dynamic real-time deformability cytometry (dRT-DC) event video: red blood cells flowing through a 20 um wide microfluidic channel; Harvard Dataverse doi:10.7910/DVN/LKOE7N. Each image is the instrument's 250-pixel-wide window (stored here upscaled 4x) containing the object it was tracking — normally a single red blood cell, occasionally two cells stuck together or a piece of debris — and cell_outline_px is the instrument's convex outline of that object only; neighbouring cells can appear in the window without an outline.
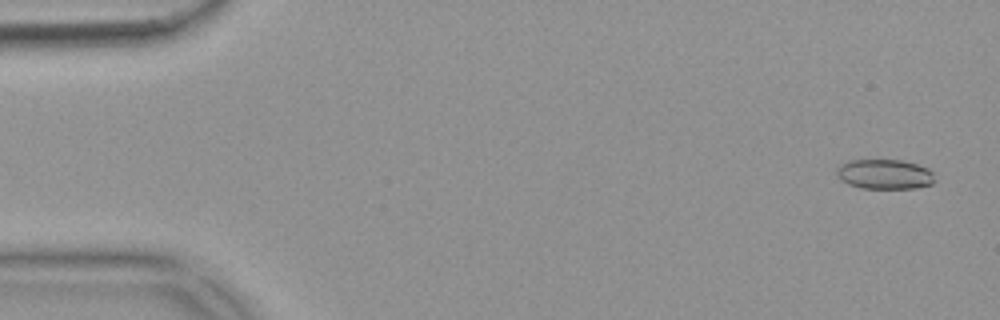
{"species": "common noctule bat (a hibernating species)", "species_latin": "Nyctalus noctula", "temperature_condition": "warm", "stored_images_in_passage": 17, "camera_frame_rate_fps": 3000, "um_per_image_px": 0.085, "animal": {"sex": "female", "body_mass_g": 18.4}, "frame": {"image": 1, "passage_image": 3, "time_ms": 0.667, "image_size_px": [1000, 320], "cell_outline_px": [[936, 180], [932, 184], [916, 188], [860, 188], [848, 184], [840, 180], [836, 172], [844, 164], [852, 160], [900, 160], [916, 164], [928, 168], [932, 172]], "centroid_in_image_um": [75.24, 14.82], "position_along_channel_um": 9.8, "area_um2": 16.88}}
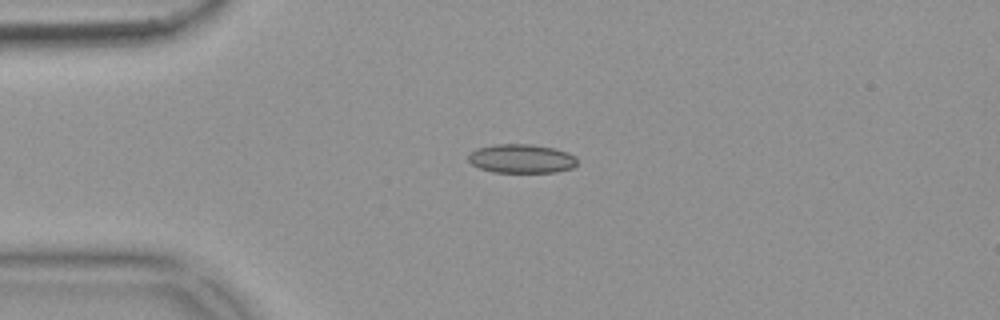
{"frame": {"image": 2, "passage_image": 14, "time_ms": 4.333, "image_size_px": [1000, 320], "cell_outline_px": [[576, 164], [572, 168], [556, 172], [492, 172], [480, 168], [472, 164], [468, 160], [468, 156], [476, 148], [496, 144], [528, 144], [552, 148], [568, 152], [576, 156]], "centroid_in_image_um": [44.32, 13.49], "position_along_channel_um": 40.7, "area_um2": 18.26}}